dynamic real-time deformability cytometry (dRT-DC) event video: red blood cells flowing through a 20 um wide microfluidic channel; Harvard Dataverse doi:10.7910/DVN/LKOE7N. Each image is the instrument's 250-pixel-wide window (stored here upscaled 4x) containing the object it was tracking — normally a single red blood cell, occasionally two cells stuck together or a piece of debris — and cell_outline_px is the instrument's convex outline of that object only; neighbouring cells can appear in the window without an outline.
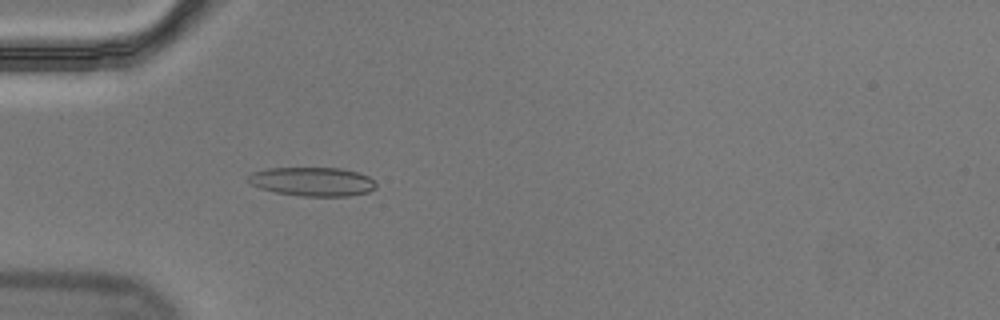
{"species": "Egyptian fruit bat (a non-hibernating species)", "species_latin": "Rousettus aegyptiacus", "temperature_condition": "cold", "stored_images_in_passage": 56, "camera_frame_rate_fps": 3000, "um_per_image_px": 0.085, "animal": {"sex": "male"}, "frame": {"image": 1, "passage_image": 17, "time_ms": 5.333, "image_size_px": [1000, 320], "cell_outline_px": [[376, 188], [368, 192], [348, 196], [300, 196], [276, 192], [260, 188], [252, 184], [248, 180], [248, 176], [252, 172], [268, 168], [340, 168], [356, 172], [368, 176], [376, 184]], "centroid_in_image_um": [26.56, 15.44], "position_along_channel_um": 58.4, "area_um2": 21.39}}
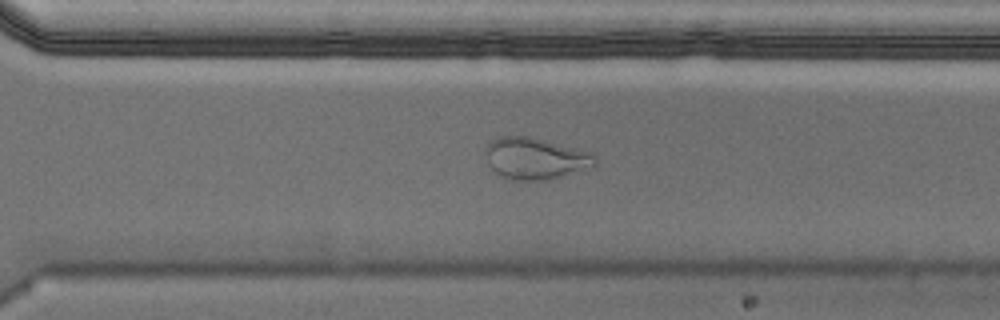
{"frame": {"image": 2, "passage_image": 40, "time_ms": 13.0, "image_size_px": [1000, 320], "cell_outline_px": [[596, 164], [560, 176], [544, 180], [516, 180], [500, 176], [488, 164], [484, 152], [484, 148], [496, 136], [528, 136], [580, 148], [596, 156]], "centroid_in_image_um": [45.44, 13.44], "position_along_channel_um": 325.2, "area_um2": 26.41}, "authors_computed_cell_mechanics": {"area_um2": 20.9236, "velocity_mm_per_s": 3.5452, "shape_relaxation_time_tau1_ms": null, "shape_relaxation_time_tau2_ms": 1.7222, "deformation_change_tau1": null, "deformation_change_tau2": 0.0807}}